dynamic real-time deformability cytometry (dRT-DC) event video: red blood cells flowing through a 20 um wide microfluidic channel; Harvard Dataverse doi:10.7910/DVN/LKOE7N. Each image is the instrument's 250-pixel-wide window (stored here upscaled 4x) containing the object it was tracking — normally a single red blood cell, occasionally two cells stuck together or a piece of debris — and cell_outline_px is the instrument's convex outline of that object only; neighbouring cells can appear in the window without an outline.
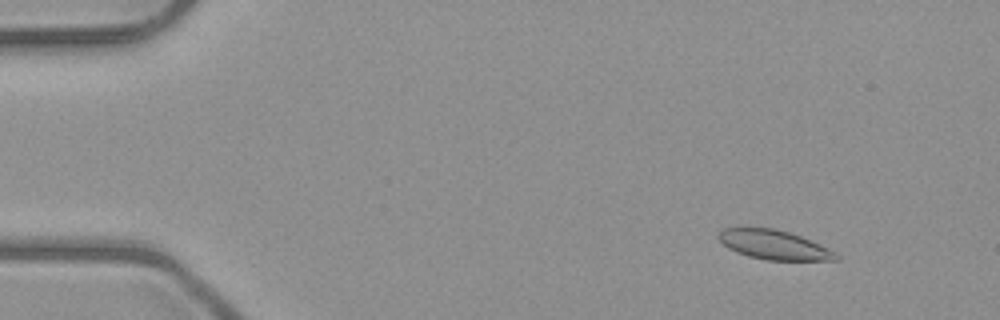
{"species": "common noctule bat (a hibernating species)", "species_latin": "Nyctalus noctula", "temperature_condition": "room temperature", "stored_images_in_passage": 47, "camera_frame_rate_fps": 3000, "um_per_image_px": 0.085, "animal": {"sex": "male", "body_mass_g": 23.1, "forearm_length_mm": 52.7}, "frame": {"image": 1, "passage_image": 1, "time_ms": 0.0, "image_size_px": [1000, 320], "cell_outline_px": [[840, 260], [764, 260], [748, 256], [736, 252], [728, 248], [716, 236], [724, 228], [772, 228], [788, 232], [800, 236], [836, 252], [840, 256]], "centroid_in_image_um": [65.79, 20.82], "position_along_channel_um": 19.2, "area_um2": 19.88}}
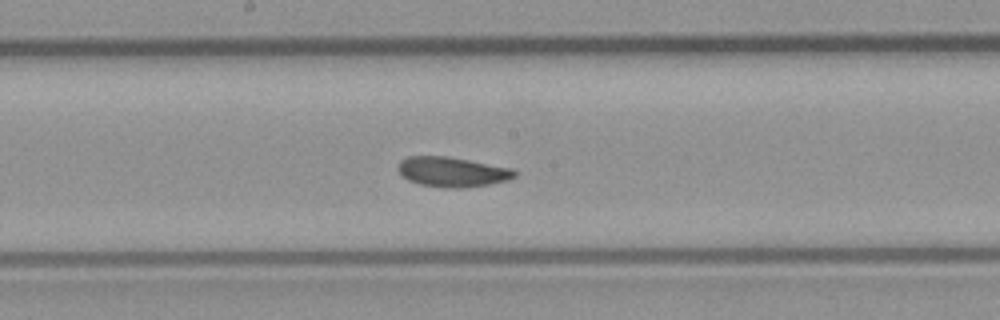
{"frame": {"image": 2, "passage_image": 23, "time_ms": 7.333, "image_size_px": [1000, 320], "cell_outline_px": [[516, 176], [508, 180], [488, 184], [464, 188], [444, 188], [420, 184], [408, 180], [396, 168], [400, 160], [408, 156], [444, 156], [468, 160], [512, 168], [516, 172]], "centroid_in_image_um": [38.42, 14.61], "position_along_channel_um": 209.8, "area_um2": 20.23}}
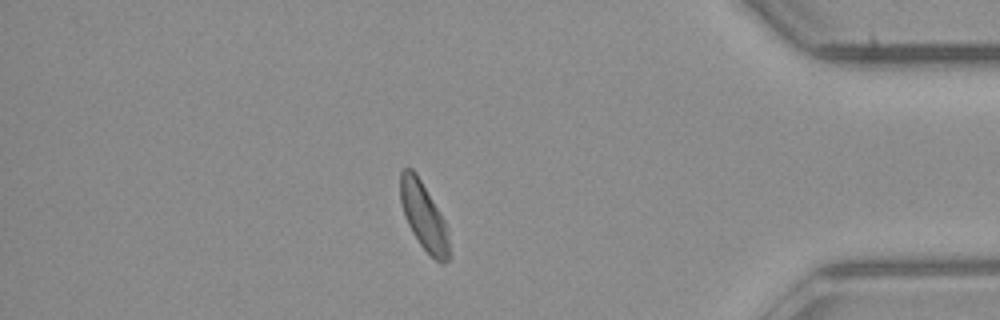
{"frame": {"image": 3, "passage_image": 40, "time_ms": 13.0, "image_size_px": [1000, 320], "cell_outline_px": [[452, 256], [444, 264], [440, 264], [420, 244], [412, 232], [408, 224], [400, 200], [400, 172], [404, 168], [412, 168], [416, 172], [440, 212], [448, 228]], "centroid_in_image_um": [36.06, 18.42], "position_along_channel_um": 399.1, "area_um2": 19.42}, "authors_computed_cell_mechanics": {"area_um2": 20.2878, "velocity_mm_per_s": 3.9894, "shape_relaxation_time_tau1_ms": 4.6747, "shape_relaxation_time_tau2_ms": 2.8206, "deformation_change_tau1": 0.1028, "deformation_change_tau2": 0.0872}}